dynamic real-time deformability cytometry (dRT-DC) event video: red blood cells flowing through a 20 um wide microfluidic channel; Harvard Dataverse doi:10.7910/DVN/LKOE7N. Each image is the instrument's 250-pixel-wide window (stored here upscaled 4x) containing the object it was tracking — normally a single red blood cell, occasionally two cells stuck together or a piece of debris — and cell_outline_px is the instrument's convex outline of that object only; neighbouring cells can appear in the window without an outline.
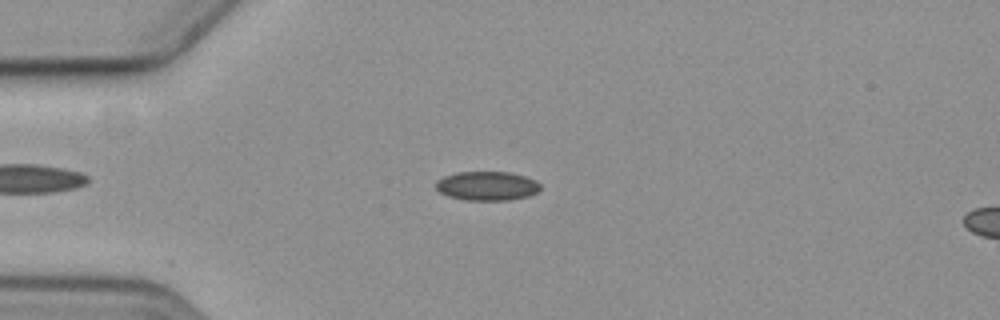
{"species": "common noctule bat (a hibernating species)", "species_latin": "Nyctalus noctula", "temperature_condition": "cold", "stored_images_in_passage": 4, "camera_frame_rate_fps": 3000, "um_per_image_px": 0.085, "animal": {"sex": "female", "body_mass_g": 19.3, "forearm_length_mm": 54.1}, "frame": {"image": 1, "passage_image": 1, "time_ms": 0.0, "image_size_px": [1000, 320], "cell_outline_px": [[540, 188], [536, 192], [528, 196], [504, 200], [468, 200], [448, 196], [440, 192], [436, 188], [436, 180], [444, 176], [456, 172], [512, 172], [536, 180], [540, 184]], "centroid_in_image_um": [41.38, 15.79], "position_along_channel_um": 43.6, "area_um2": 17.63}}
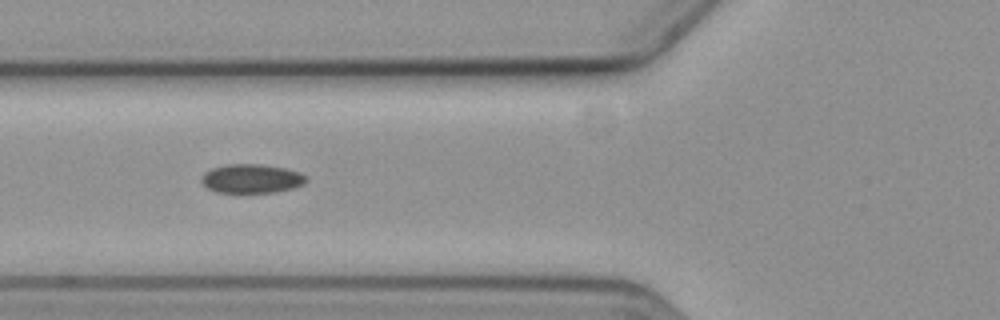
{"frame": {"image": 2, "passage_image": 3, "time_ms": 2.333, "image_size_px": [1000, 320], "cell_outline_px": [[308, 180], [304, 184], [292, 188], [276, 192], [216, 192], [208, 188], [200, 180], [204, 172], [212, 168], [228, 164], [260, 164], [284, 168], [300, 172], [308, 176]], "centroid_in_image_um": [21.41, 15.18], "position_along_channel_um": 104.4, "area_um2": 17.69}}
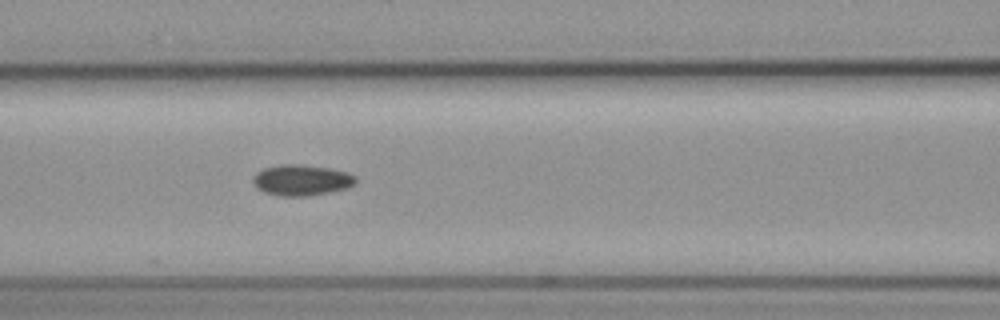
{"frame": {"image": 3, "passage_image": 4, "time_ms": 3.333, "image_size_px": [1000, 320], "cell_outline_px": [[356, 180], [348, 188], [308, 196], [280, 196], [264, 192], [256, 188], [252, 180], [252, 176], [256, 172], [264, 168], [280, 164], [300, 164], [328, 168], [344, 172], [356, 176]], "centroid_in_image_um": [25.57, 15.31], "position_along_channel_um": 141.0, "area_um2": 18.44}}